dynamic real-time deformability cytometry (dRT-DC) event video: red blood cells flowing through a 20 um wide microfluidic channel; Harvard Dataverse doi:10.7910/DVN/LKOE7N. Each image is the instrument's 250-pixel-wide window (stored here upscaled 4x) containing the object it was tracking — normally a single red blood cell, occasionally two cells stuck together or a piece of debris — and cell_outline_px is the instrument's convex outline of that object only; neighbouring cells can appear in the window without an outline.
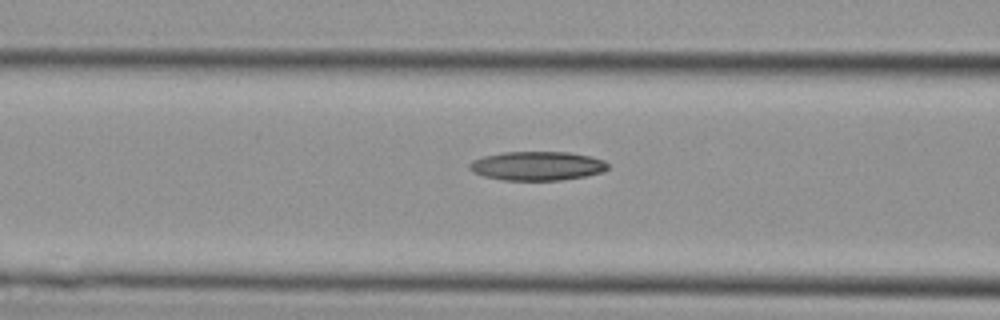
{"species": "Egyptian fruit bat (a non-hibernating species)", "species_latin": "Rousettus aegyptiacus", "temperature_condition": "cold", "stored_images_in_passage": 6, "camera_frame_rate_fps": 3000, "um_per_image_px": 0.085, "animal": {"sex": "female"}, "frame": {"image": 1, "passage_image": 4, "time_ms": 1.0, "image_size_px": [1000, 320], "cell_outline_px": [[608, 168], [604, 172], [584, 176], [560, 180], [504, 180], [484, 176], [472, 172], [468, 168], [468, 164], [472, 160], [484, 156], [504, 152], [568, 152], [588, 156], [604, 160], [608, 164]], "centroid_in_image_um": [45.64, 14.1], "position_along_channel_um": 121.0, "area_um2": 23.35}}